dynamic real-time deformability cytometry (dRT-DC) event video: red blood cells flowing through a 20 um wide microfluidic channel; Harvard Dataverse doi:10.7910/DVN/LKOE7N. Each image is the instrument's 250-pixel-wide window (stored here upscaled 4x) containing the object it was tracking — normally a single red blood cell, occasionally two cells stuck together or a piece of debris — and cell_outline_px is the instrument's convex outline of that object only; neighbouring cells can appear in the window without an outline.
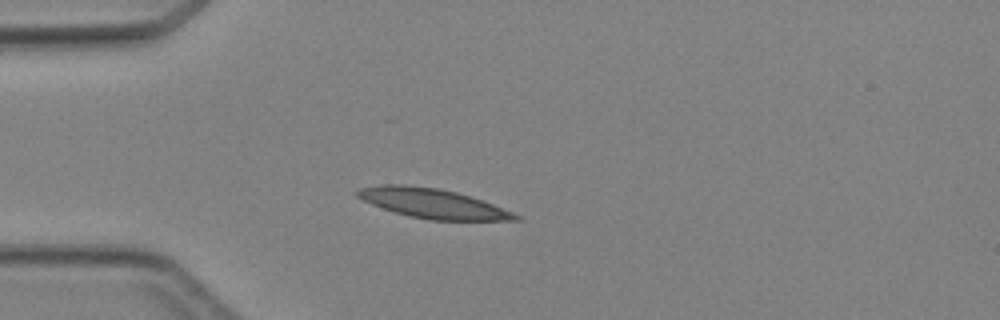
{"species": "Egyptian fruit bat (a non-hibernating species)", "species_latin": "Rousettus aegyptiacus", "temperature_condition": "cold", "stored_images_in_passage": 4, "camera_frame_rate_fps": 3000, "um_per_image_px": 0.085, "animal": {"sex": "female"}, "frame": {"image": 1, "passage_image": 3, "time_ms": 2.667, "image_size_px": [1000, 320], "cell_outline_px": [[524, 216], [520, 220], [428, 220], [408, 216], [372, 204], [356, 196], [356, 192], [360, 188], [380, 184], [404, 184], [436, 188], [456, 192], [492, 204]], "centroid_in_image_um": [36.79, 17.29], "position_along_channel_um": 48.2, "area_um2": 26.99}}